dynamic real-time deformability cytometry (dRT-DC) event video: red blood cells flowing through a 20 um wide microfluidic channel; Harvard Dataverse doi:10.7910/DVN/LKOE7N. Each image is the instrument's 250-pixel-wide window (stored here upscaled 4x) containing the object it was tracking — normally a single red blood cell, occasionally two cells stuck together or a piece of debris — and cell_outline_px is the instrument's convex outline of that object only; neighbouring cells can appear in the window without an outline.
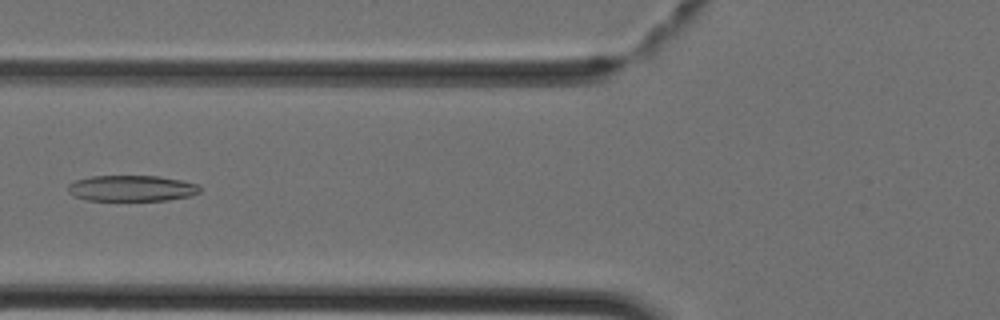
{"species": "Egyptian fruit bat (a non-hibernating species)", "species_latin": "Rousettus aegyptiacus", "temperature_condition": "cold", "stored_images_in_passage": 37, "camera_frame_rate_fps": 3000, "um_per_image_px": 0.085, "animal": {"sex": "female"}, "frame": {"image": 1, "passage_image": 10, "time_ms": 3.0, "image_size_px": [1000, 320], "cell_outline_px": [[200, 192], [192, 196], [168, 200], [84, 200], [72, 196], [68, 192], [68, 184], [76, 180], [92, 176], [160, 176], [200, 184]], "centroid_in_image_um": [11.2, 16.01], "position_along_channel_um": 114.6, "area_um2": 20.11}}
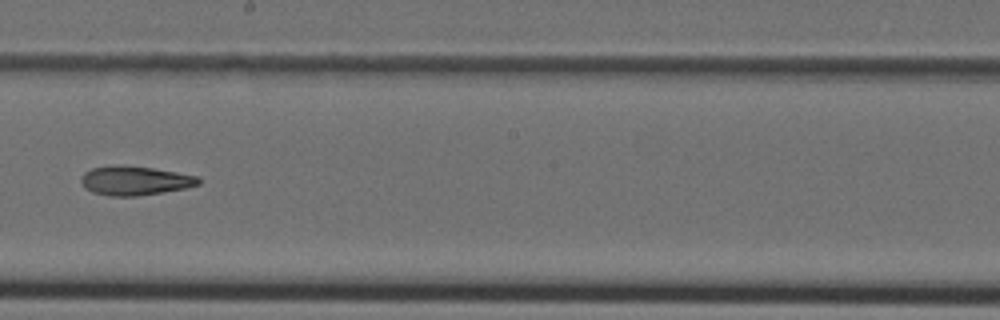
{"frame": {"image": 2, "passage_image": 18, "time_ms": 5.667, "image_size_px": [1000, 320], "cell_outline_px": [[200, 184], [184, 188], [136, 196], [108, 196], [92, 192], [84, 188], [80, 180], [80, 176], [84, 172], [92, 168], [112, 164], [120, 164], [152, 168], [200, 176]], "centroid_in_image_um": [11.41, 15.34], "position_along_channel_um": 236.8, "area_um2": 20.11}}
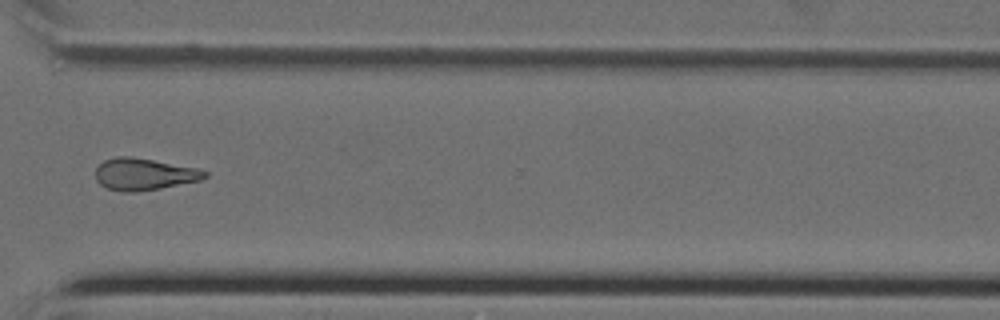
{"frame": {"image": 3, "passage_image": 26, "time_ms": 8.333, "image_size_px": [1000, 320], "cell_outline_px": [[208, 176], [200, 180], [160, 188], [136, 192], [124, 192], [108, 188], [100, 184], [96, 180], [96, 168], [104, 160], [116, 156], [128, 156], [152, 160], [196, 168], [208, 172]], "centroid_in_image_um": [12.22, 14.81], "position_along_channel_um": 358.4, "area_um2": 20.06}}